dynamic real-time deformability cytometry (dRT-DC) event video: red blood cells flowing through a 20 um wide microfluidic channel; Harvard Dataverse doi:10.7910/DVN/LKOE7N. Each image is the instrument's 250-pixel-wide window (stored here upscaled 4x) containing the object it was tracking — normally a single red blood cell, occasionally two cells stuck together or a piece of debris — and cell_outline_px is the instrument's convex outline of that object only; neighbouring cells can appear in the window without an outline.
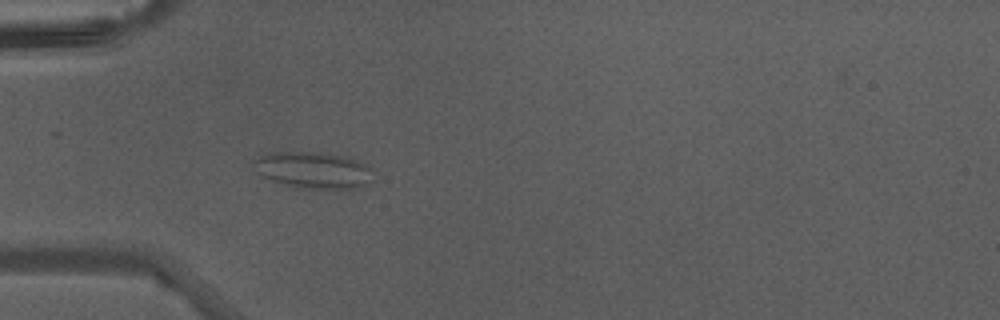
{"species": "Egyptian fruit bat (a non-hibernating species)", "species_latin": "Rousettus aegyptiacus", "temperature_condition": "warm", "stored_images_in_passage": 12, "camera_frame_rate_fps": 3000, "um_per_image_px": 0.085, "animal": {"sex": "male"}, "frame": {"image": 1, "passage_image": 4, "time_ms": 1.0, "image_size_px": [1000, 320], "cell_outline_px": [[372, 168], [364, 184], [356, 188], [300, 188], [272, 180], [264, 176], [252, 164], [252, 160], [272, 152], [316, 152], [348, 156]], "centroid_in_image_um": [26.6, 14.43], "position_along_channel_um": 58.4, "area_um2": 24.68}}